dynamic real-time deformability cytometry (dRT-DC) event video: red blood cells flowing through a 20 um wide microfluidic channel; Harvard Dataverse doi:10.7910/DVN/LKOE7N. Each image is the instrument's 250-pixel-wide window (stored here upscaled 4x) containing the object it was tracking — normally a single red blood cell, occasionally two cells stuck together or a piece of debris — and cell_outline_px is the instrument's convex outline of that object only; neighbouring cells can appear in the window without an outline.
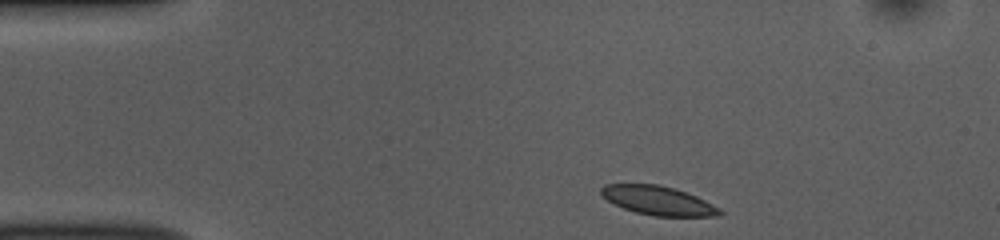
{"species": "common noctule bat (a hibernating species)", "species_latin": "Nyctalus noctula", "temperature_condition": "room temperature", "stored_images_in_passage": 44, "camera_frame_rate_fps": 3000, "um_per_image_px": 0.085, "animal": {"sex": "female", "body_mass_g": 10.0, "forearm_length_mm": 53.1}, "frame": {"image": 1, "passage_image": 1, "time_ms": 0.0, "image_size_px": [1000, 240], "cell_outline_px": [[724, 212], [720, 216], [652, 216], [636, 212], [624, 208], [608, 200], [600, 192], [600, 188], [604, 184], [660, 184], [696, 196], [720, 208]], "centroid_in_image_um": [55.96, 17.05], "position_along_channel_um": 29.0, "area_um2": 19.83}}
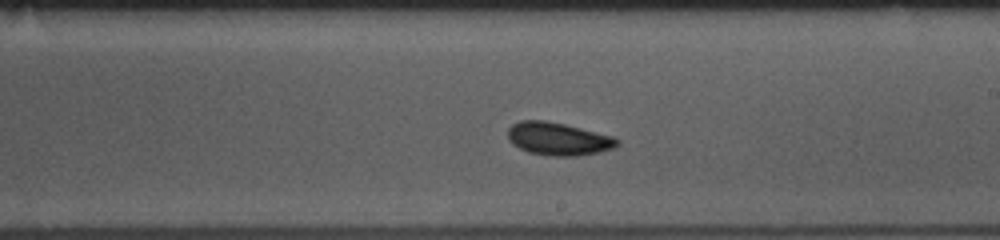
{"frame": {"image": 2, "passage_image": 22, "time_ms": 7.0, "image_size_px": [1000, 240], "cell_outline_px": [[620, 144], [616, 148], [600, 152], [576, 156], [552, 156], [528, 152], [512, 144], [508, 140], [508, 128], [512, 124], [520, 120], [544, 120], [564, 124], [612, 136], [620, 140]], "centroid_in_image_um": [47.45, 11.81], "position_along_channel_um": 241.5, "area_um2": 21.04}}
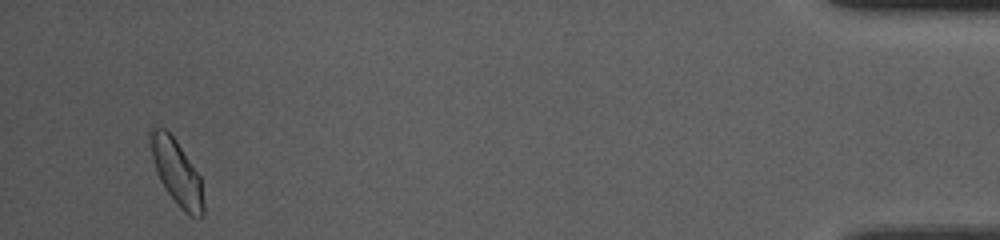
{"frame": {"image": 3, "passage_image": 42, "time_ms": 13.667, "image_size_px": [1000, 240], "cell_outline_px": [[204, 212], [200, 216], [188, 216], [176, 204], [160, 180], [156, 172], [152, 160], [148, 136], [148, 132], [152, 128], [164, 128], [176, 140], [200, 176], [204, 204]], "centroid_in_image_um": [14.99, 14.64], "position_along_channel_um": 420.2, "area_um2": 20.11}, "authors_computed_cell_mechanics": {"area_um2": 20.1722, "velocity_mm_per_s": 3.8092, "shape_relaxation_time_tau1_ms": 3.1497, "shape_relaxation_time_tau2_ms": 2.0147, "deformation_change_tau1": 0.0819, "deformation_change_tau2": 0.059}}